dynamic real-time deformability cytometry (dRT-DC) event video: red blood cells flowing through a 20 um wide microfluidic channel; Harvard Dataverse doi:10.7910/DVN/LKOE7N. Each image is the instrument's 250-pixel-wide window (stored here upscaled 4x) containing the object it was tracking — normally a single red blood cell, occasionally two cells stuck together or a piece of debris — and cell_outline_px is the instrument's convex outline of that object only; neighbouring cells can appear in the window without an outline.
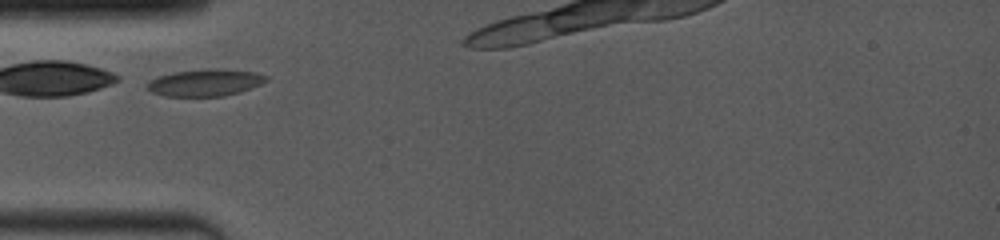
{"species": "common noctule bat (a hibernating species)", "species_latin": "Nyctalus noctula", "temperature_condition": "room temperature", "stored_images_in_passage": 4, "camera_frame_rate_fps": 4000, "um_per_image_px": 0.085, "animal": {"sex": "female", "body_mass_g": 19.0, "forearm_length_mm": 53.3}, "frame": {"image": 1, "passage_image": 1, "time_ms": 0.0, "image_size_px": [1000, 240], "cell_outline_px": [[268, 80], [260, 84], [240, 92], [224, 96], [164, 96], [152, 92], [144, 88], [144, 84], [160, 76], [176, 72], [220, 68], [256, 72], [268, 76]], "centroid_in_image_um": [17.45, 7.03], "position_along_channel_um": 67.6, "area_um2": 18.61}}